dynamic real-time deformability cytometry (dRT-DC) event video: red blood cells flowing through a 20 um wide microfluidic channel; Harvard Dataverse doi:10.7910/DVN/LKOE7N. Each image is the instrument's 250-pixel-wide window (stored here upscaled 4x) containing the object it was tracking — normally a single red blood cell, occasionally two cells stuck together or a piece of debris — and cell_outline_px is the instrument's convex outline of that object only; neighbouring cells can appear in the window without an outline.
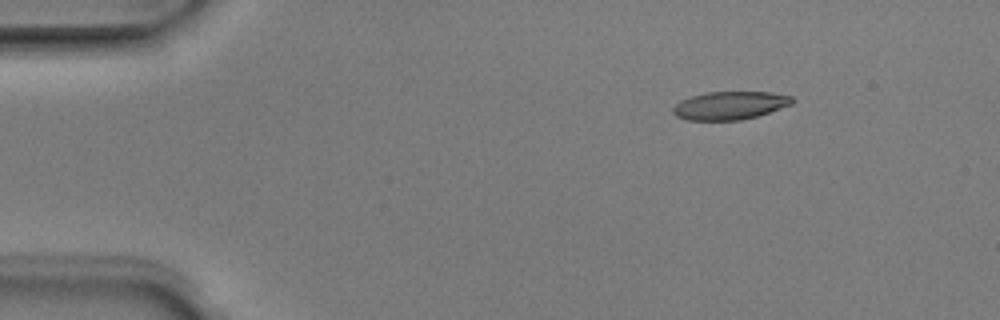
{"species": "Egyptian fruit bat (a non-hibernating species)", "species_latin": "Rousettus aegyptiacus", "temperature_condition": "room temperature", "stored_images_in_passage": 6, "camera_frame_rate_fps": 3000, "um_per_image_px": 0.085, "animal": {"sex": "male"}, "frame": {"image": 1, "passage_image": 2, "time_ms": 0.333, "image_size_px": [1000, 320], "cell_outline_px": [[796, 100], [792, 104], [756, 116], [740, 120], [684, 120], [676, 116], [672, 112], [672, 108], [680, 100], [692, 96], [708, 92], [772, 92], [792, 96]], "centroid_in_image_um": [62.03, 8.96], "position_along_channel_um": 23.0, "area_um2": 19.54}}
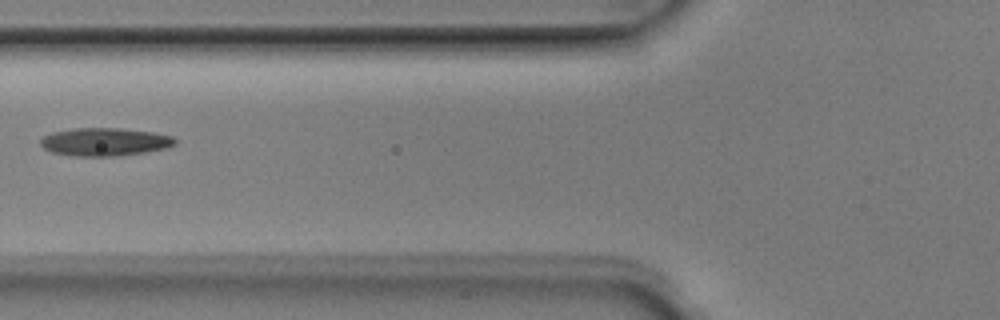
{"frame": {"image": 2, "passage_image": 5, "time_ms": 1.333, "image_size_px": [1000, 320], "cell_outline_px": [[176, 144], [168, 148], [144, 152], [116, 156], [72, 156], [52, 152], [44, 148], [40, 144], [40, 140], [44, 136], [52, 132], [72, 128], [120, 128], [152, 132], [172, 136], [176, 140]], "centroid_in_image_um": [8.9, 12.06], "position_along_channel_um": 116.9, "area_um2": 22.02}}
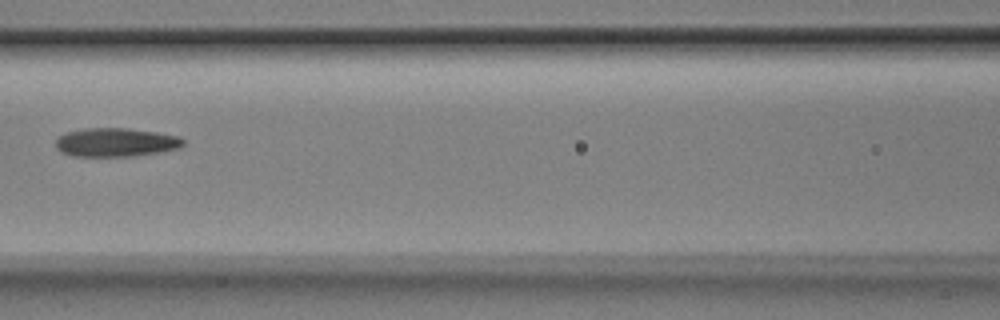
{"frame": {"image": 3, "passage_image": 6, "time_ms": 1.667, "image_size_px": [1000, 320], "cell_outline_px": [[184, 144], [180, 148], [136, 156], [72, 156], [60, 152], [56, 148], [56, 140], [64, 132], [84, 128], [128, 128], [156, 132], [180, 136], [184, 140]], "centroid_in_image_um": [9.83, 12.09], "position_along_channel_um": 156.8, "area_um2": 21.5}}